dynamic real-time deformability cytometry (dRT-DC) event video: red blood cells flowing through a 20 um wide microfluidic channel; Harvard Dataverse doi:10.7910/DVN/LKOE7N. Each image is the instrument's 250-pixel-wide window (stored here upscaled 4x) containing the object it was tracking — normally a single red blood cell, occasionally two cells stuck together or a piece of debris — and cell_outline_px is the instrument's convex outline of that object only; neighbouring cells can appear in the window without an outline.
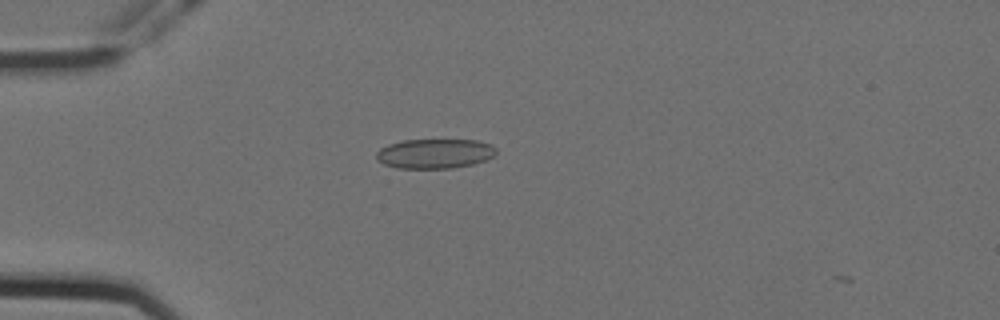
{"species": "Egyptian fruit bat (a non-hibernating species)", "species_latin": "Rousettus aegyptiacus", "temperature_condition": "cold", "stored_images_in_passage": 57, "camera_frame_rate_fps": 3000, "um_per_image_px": 0.085, "animal": {"sex": "female"}, "frame": {"image": 1, "passage_image": 16, "time_ms": 5.0, "image_size_px": [1000, 320], "cell_outline_px": [[496, 152], [488, 160], [472, 164], [452, 168], [396, 168], [384, 164], [376, 160], [376, 152], [380, 148], [388, 144], [404, 140], [476, 140], [492, 144], [496, 148]], "centroid_in_image_um": [36.95, 13.06], "position_along_channel_um": 48.1, "area_um2": 20.81}}
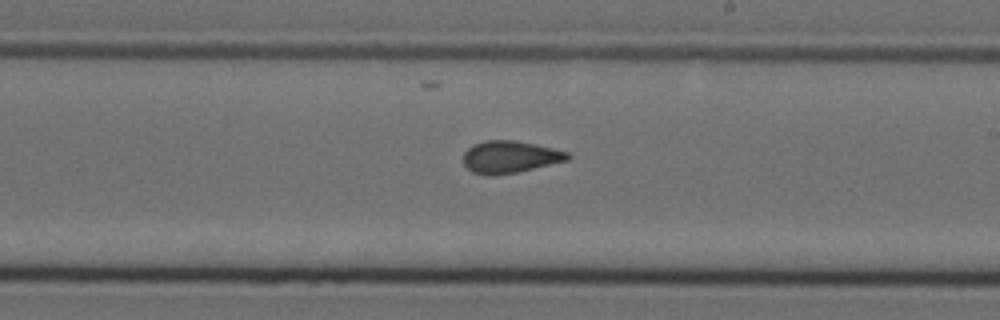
{"frame": {"image": 2, "passage_image": 34, "time_ms": 11.0, "image_size_px": [1000, 320], "cell_outline_px": [[572, 156], [568, 160], [516, 172], [492, 176], [484, 176], [472, 172], [464, 164], [464, 152], [472, 144], [484, 140], [512, 140], [552, 148], [568, 152]], "centroid_in_image_um": [43.31, 13.34], "position_along_channel_um": 245.7, "area_um2": 19.48}}
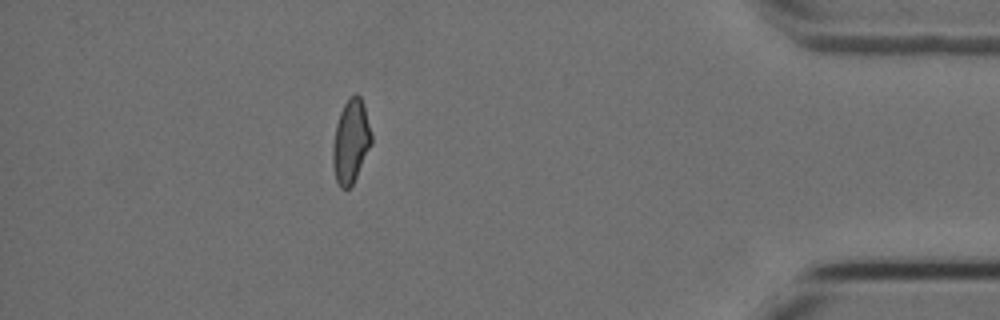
{"frame": {"image": 3, "passage_image": 51, "time_ms": 16.667, "image_size_px": [1000, 320], "cell_outline_px": [[372, 144], [352, 184], [348, 188], [340, 188], [336, 180], [332, 164], [332, 144], [336, 124], [340, 112], [348, 96], [356, 92], [360, 96], [364, 104], [372, 136]], "centroid_in_image_um": [29.81, 11.97], "position_along_channel_um": 405.4, "area_um2": 18.96}, "authors_computed_cell_mechanics": {"area_um2": 19.652, "velocity_mm_per_s": 3.5799, "shape_relaxation_time_tau1_ms": null, "shape_relaxation_time_tau2_ms": 1.5305, "deformation_change_tau1": null, "deformation_change_tau2": 0.0777}}